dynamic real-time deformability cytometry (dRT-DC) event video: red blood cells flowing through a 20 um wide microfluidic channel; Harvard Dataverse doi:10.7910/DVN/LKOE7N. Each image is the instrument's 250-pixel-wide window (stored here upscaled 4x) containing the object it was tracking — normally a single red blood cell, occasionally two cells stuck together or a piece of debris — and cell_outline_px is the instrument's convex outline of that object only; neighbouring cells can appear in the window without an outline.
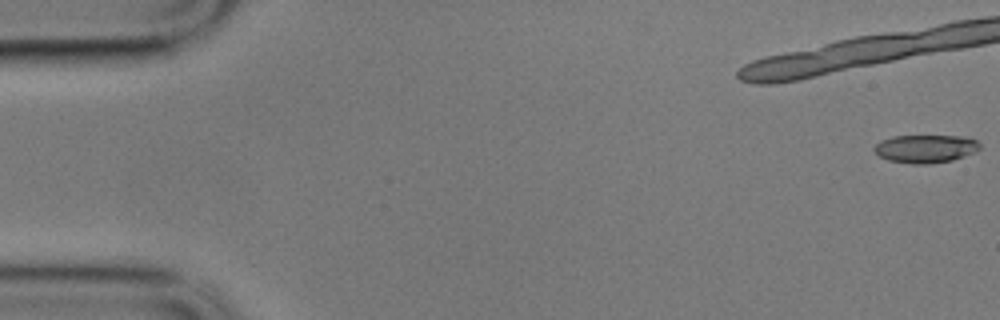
{"species": "common noctule bat (a hibernating species)", "species_latin": "Nyctalus noctula", "temperature_condition": "cold", "stored_images_in_passage": 46, "camera_frame_rate_fps": 3000, "um_per_image_px": 0.085, "animal": {"sex": "male", "body_mass_g": 17.9}, "frame": {"image": 1, "passage_image": 1, "time_ms": 0.0, "image_size_px": [1000, 320], "cell_outline_px": [[980, 148], [976, 152], [952, 160], [928, 164], [912, 164], [888, 160], [880, 156], [872, 148], [880, 140], [892, 136], [960, 136], [976, 140], [980, 144]], "centroid_in_image_um": [78.65, 12.64], "position_along_channel_um": 6.3, "area_um2": 17.28}}